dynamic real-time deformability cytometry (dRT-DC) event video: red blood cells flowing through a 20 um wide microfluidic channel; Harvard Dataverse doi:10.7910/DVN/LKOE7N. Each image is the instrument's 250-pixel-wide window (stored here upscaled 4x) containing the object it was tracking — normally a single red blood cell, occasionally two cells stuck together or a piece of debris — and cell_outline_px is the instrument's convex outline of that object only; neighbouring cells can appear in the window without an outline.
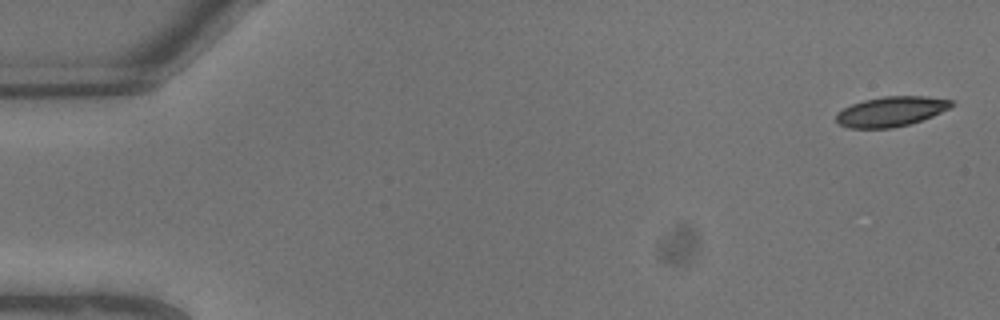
{"species": "common noctule bat (a hibernating species)", "species_latin": "Nyctalus noctula", "temperature_condition": "warm", "stored_images_in_passage": 8, "camera_frame_rate_fps": 3000, "um_per_image_px": 0.085, "animal": {"sex": "male", "body_mass_g": 13.3}, "frame": {"image": 1, "passage_image": 1, "time_ms": 0.0, "image_size_px": [1000, 320], "cell_outline_px": [[956, 104], [932, 116], [908, 124], [892, 128], [848, 128], [840, 124], [836, 120], [836, 112], [852, 104], [864, 100], [884, 96], [924, 96], [952, 100]], "centroid_in_image_um": [75.72, 9.47], "position_along_channel_um": 9.3, "area_um2": 19.94}}
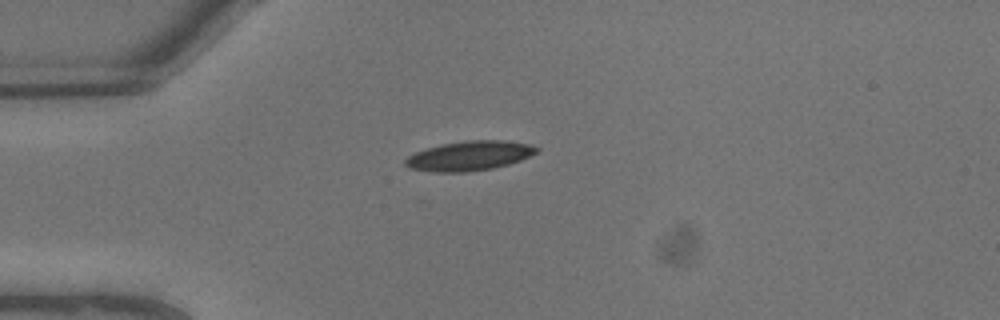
{"frame": {"image": 2, "passage_image": 6, "time_ms": 1.667, "image_size_px": [1000, 320], "cell_outline_px": [[540, 152], [520, 160], [508, 164], [492, 168], [464, 172], [432, 172], [408, 168], [404, 164], [404, 160], [408, 156], [416, 152], [440, 144], [464, 140], [504, 140], [532, 144], [540, 148]], "centroid_in_image_um": [39.92, 13.23], "position_along_channel_um": 45.1, "area_um2": 22.83}}